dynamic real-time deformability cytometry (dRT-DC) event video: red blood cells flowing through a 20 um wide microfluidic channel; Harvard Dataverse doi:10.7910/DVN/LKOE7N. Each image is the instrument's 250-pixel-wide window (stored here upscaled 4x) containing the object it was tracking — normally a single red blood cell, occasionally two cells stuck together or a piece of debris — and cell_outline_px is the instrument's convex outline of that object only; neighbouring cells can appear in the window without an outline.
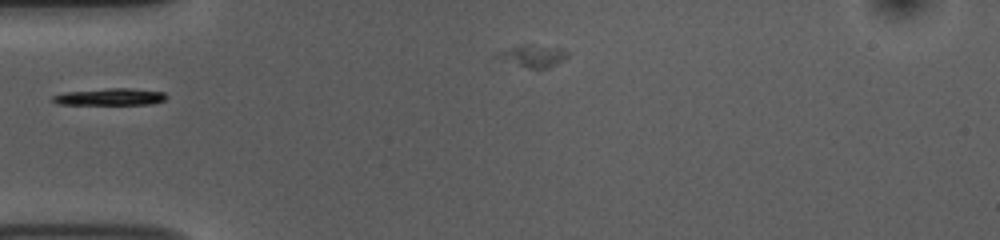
{"species": "common noctule bat (a hibernating species)", "species_latin": "Nyctalus noctula", "temperature_condition": "room temperature", "stored_images_in_passage": 27, "camera_frame_rate_fps": 3000, "um_per_image_px": 0.085, "animal": {"sex": "female", "body_mass_g": 10.0, "forearm_length_mm": 53.1}, "frame": {"image": 1, "passage_image": 1, "time_ms": 0.0, "image_size_px": [1000, 240], "cell_outline_px": [[168, 96], [164, 100], [152, 104], [56, 104], [52, 100], [52, 96], [64, 92], [108, 88], [132, 88], [164, 92]], "centroid_in_image_um": [9.37, 8.22], "position_along_channel_um": 75.6, "area_um2": 11.21}}